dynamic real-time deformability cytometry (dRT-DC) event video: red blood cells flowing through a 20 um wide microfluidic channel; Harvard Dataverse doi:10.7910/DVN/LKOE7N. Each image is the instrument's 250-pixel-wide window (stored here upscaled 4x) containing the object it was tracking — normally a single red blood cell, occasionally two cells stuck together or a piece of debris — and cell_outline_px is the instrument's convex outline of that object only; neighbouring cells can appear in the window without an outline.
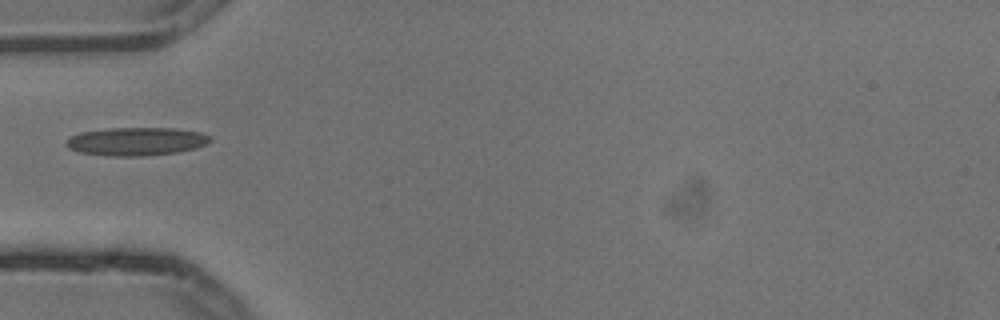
{"species": "common noctule bat (a hibernating species)", "species_latin": "Nyctalus noctula", "temperature_condition": "cold", "stored_images_in_passage": 6, "camera_frame_rate_fps": 3000, "um_per_image_px": 0.085, "animal": {"sex": "male", "body_mass_g": 13.3}, "frame": {"image": 1, "passage_image": 5, "time_ms": 1.333, "image_size_px": [1000, 320], "cell_outline_px": [[212, 140], [208, 144], [196, 148], [180, 152], [144, 156], [112, 156], [80, 152], [68, 148], [64, 144], [72, 136], [80, 132], [112, 128], [176, 128], [200, 132], [212, 136]], "centroid_in_image_um": [11.65, 12.02], "position_along_channel_um": 73.3, "area_um2": 23.81}}